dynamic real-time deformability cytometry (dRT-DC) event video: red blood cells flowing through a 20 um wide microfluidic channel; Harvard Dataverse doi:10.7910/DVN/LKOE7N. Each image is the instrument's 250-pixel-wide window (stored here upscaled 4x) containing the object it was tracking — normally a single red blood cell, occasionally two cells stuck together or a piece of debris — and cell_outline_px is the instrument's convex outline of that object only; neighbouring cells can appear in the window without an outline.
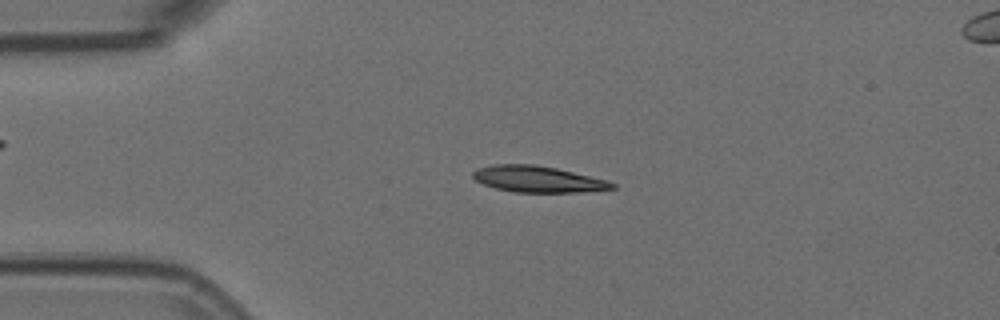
{"species": "Egyptian fruit bat (a non-hibernating species)", "species_latin": "Rousettus aegyptiacus", "temperature_condition": "room temperature", "stored_images_in_passage": 4, "segment_of_instrument_passage": [1, 2], "camera_frame_rate_fps": 3000, "um_per_image_px": 0.085, "animal": {"sex": "female"}, "frame": {"image": 1, "passage_image": 2, "time_ms": 0.333, "image_size_px": [1000, 320], "cell_outline_px": [[616, 188], [584, 192], [516, 192], [496, 188], [484, 184], [476, 180], [472, 176], [472, 172], [476, 168], [492, 164], [536, 164], [556, 168], [608, 180], [616, 184]], "centroid_in_image_um": [45.72, 15.22], "position_along_channel_um": 39.3, "area_um2": 21.39}}